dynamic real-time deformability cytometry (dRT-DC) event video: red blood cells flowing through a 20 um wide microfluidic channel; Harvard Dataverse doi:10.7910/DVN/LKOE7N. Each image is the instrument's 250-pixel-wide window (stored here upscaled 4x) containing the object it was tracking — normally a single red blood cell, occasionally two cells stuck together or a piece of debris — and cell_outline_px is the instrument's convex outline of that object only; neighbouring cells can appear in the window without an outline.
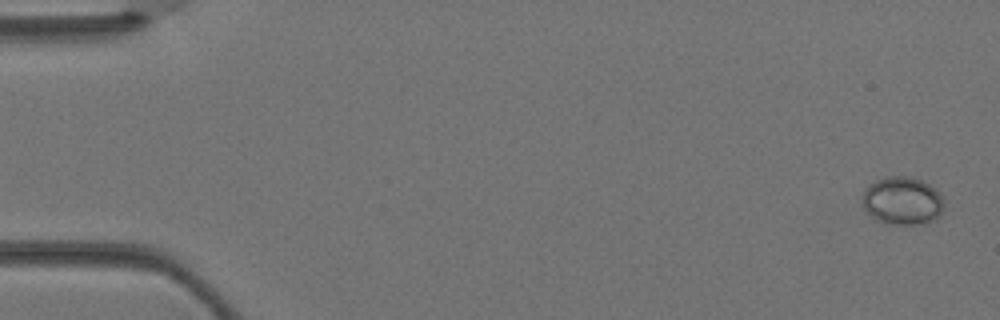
{"species": "Egyptian fruit bat (a non-hibernating species)", "species_latin": "Rousettus aegyptiacus", "temperature_condition": "warm", "stored_images_in_passage": 5, "camera_frame_rate_fps": 3000, "um_per_image_px": 0.085, "animal": {"sex": "female"}, "frame": {"image": 1, "passage_image": 1, "time_ms": 0.0, "image_size_px": [1000, 320], "cell_outline_px": [[944, 208], [940, 216], [936, 220], [916, 224], [884, 224], [872, 216], [860, 204], [860, 200], [864, 188], [868, 184], [876, 180], [888, 176], [904, 176], [920, 180], [936, 188], [944, 200]], "centroid_in_image_um": [76.68, 17.07], "position_along_channel_um": 8.3, "area_um2": 23.24}}
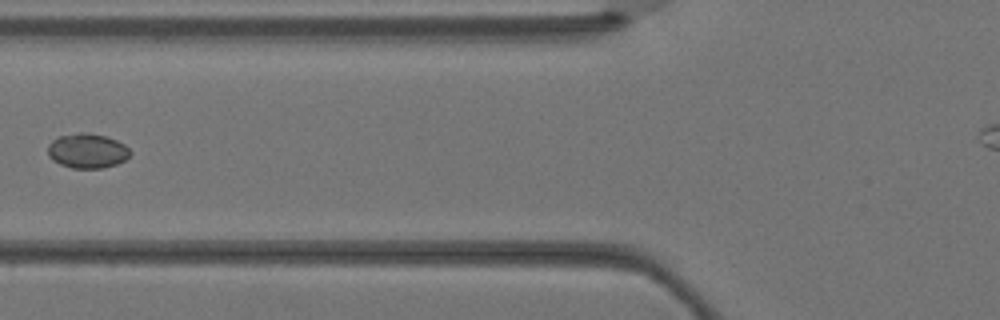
{"frame": {"image": 2, "passage_image": 5, "time_ms": 1.333, "image_size_px": [1000, 320], "cell_outline_px": [[132, 152], [124, 160], [116, 164], [100, 168], [72, 168], [60, 164], [52, 160], [48, 156], [48, 144], [52, 140], [60, 136], [80, 132], [104, 136], [116, 140], [124, 144]], "centroid_in_image_um": [7.39, 12.83], "position_along_channel_um": 118.4, "area_um2": 16.47}}